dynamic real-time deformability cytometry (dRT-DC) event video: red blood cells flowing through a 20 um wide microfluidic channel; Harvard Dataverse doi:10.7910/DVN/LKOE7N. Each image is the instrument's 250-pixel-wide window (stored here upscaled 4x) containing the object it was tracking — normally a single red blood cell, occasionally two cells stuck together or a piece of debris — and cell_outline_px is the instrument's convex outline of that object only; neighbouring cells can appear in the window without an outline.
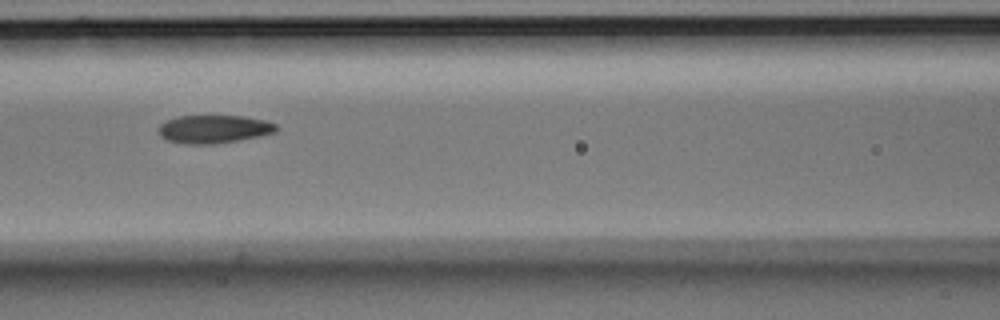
{"species": "Egyptian fruit bat (a non-hibernating species)", "species_latin": "Rousettus aegyptiacus", "temperature_condition": "room temperature", "stored_images_in_passage": 9, "camera_frame_rate_fps": 3000, "um_per_image_px": 0.085, "animal": {"sex": "male"}, "frame": {"image": 1, "passage_image": 7, "time_ms": 2.0, "image_size_px": [1000, 320], "cell_outline_px": [[280, 128], [276, 132], [260, 136], [216, 144], [184, 144], [164, 140], [160, 136], [160, 124], [176, 116], [244, 116], [264, 120], [276, 124]], "centroid_in_image_um": [18.19, 10.98], "position_along_channel_um": 148.4, "area_um2": 19.42}}
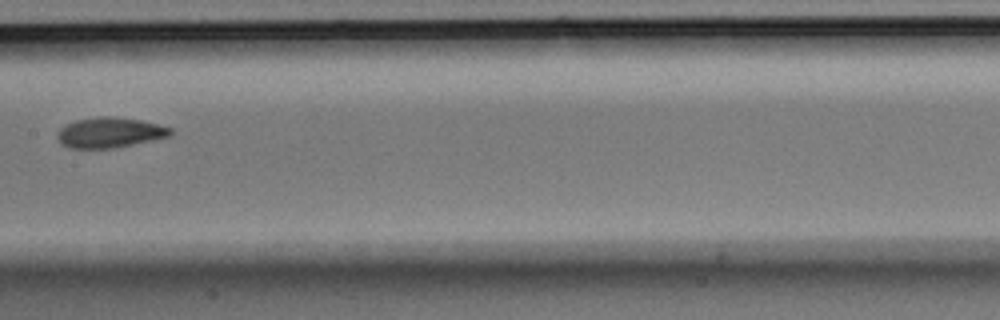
{"frame": {"image": 2, "passage_image": 8, "time_ms": 2.333, "image_size_px": [1000, 320], "cell_outline_px": [[172, 132], [168, 136], [152, 140], [116, 148], [68, 148], [60, 144], [56, 136], [60, 128], [64, 124], [76, 120], [100, 116], [112, 116], [140, 120], [172, 128]], "centroid_in_image_um": [9.27, 11.27], "position_along_channel_um": 198.1, "area_um2": 20.0}}
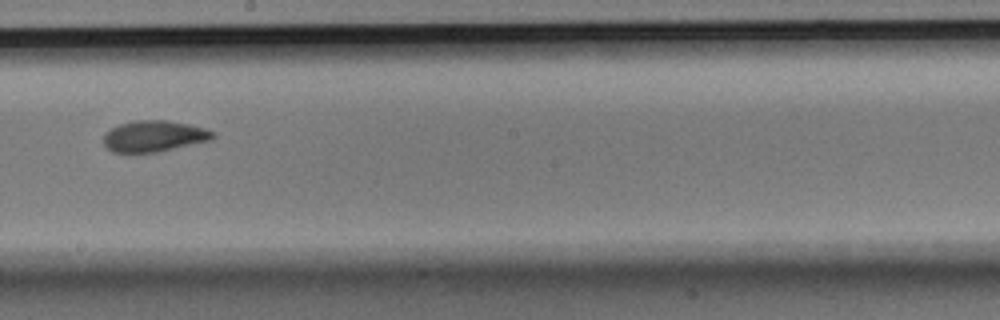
{"frame": {"image": 3, "passage_image": 9, "time_ms": 2.667, "image_size_px": [1000, 320], "cell_outline_px": [[216, 136], [212, 140], [156, 152], [112, 152], [104, 144], [104, 136], [112, 128], [120, 124], [136, 120], [164, 120], [188, 124], [204, 128], [216, 132]], "centroid_in_image_um": [13.14, 11.57], "position_along_channel_um": 235.1, "area_um2": 19.65}}